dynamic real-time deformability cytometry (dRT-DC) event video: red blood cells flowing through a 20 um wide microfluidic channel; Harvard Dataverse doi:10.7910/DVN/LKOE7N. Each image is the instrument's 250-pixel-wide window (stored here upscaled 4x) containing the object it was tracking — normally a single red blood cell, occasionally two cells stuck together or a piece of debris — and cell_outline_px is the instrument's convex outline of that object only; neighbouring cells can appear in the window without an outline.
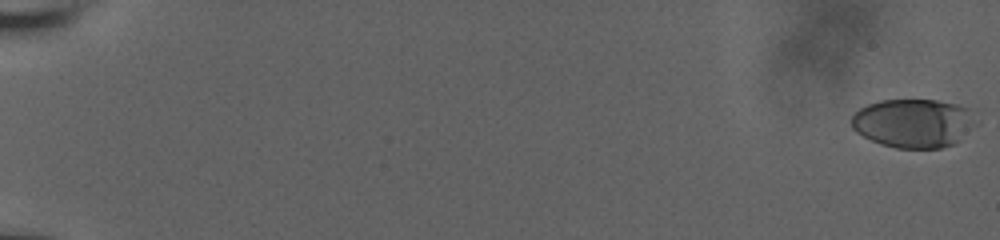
{"species": "human", "species_latin": "Homo sapiens", "temperature_condition": "room temperature", "stored_images_in_passage": 58, "camera_frame_rate_fps": 3000, "um_per_image_px": 0.085, "donor": {"sex": "male"}, "frame": {"image": 1, "passage_image": 1, "time_ms": 0.0, "image_size_px": [1000, 240], "cell_outline_px": [[968, 108], [956, 140], [952, 144], [940, 148], [896, 148], [880, 144], [856, 132], [852, 128], [852, 116], [860, 108], [868, 104], [880, 100], [936, 100], [956, 104]], "centroid_in_image_um": [77.37, 10.46], "position_along_channel_um": 7.6, "area_um2": 33.29}}
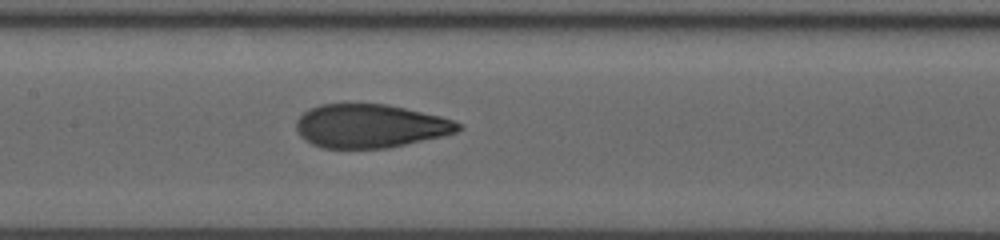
{"frame": {"image": 2, "passage_image": 32, "time_ms": 10.333, "image_size_px": [1000, 240], "cell_outline_px": [[464, 128], [456, 132], [440, 136], [388, 148], [324, 148], [312, 144], [304, 140], [300, 136], [296, 128], [296, 120], [308, 108], [320, 104], [388, 104], [440, 116], [456, 120]], "centroid_in_image_um": [31.45, 10.7], "position_along_channel_um": 176.0, "area_um2": 41.15}}
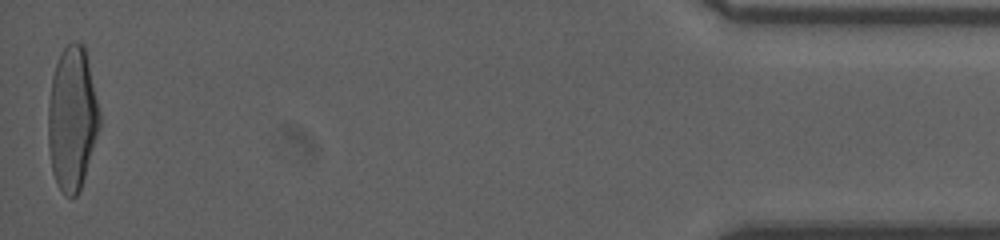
{"frame": {"image": 3, "passage_image": 58, "time_ms": 19.0, "image_size_px": [1000, 240], "cell_outline_px": [[100, 128], [80, 188], [76, 196], [64, 196], [56, 184], [52, 172], [48, 144], [48, 104], [52, 76], [60, 52], [72, 40], [76, 40], [84, 44], [100, 112]], "centroid_in_image_um": [6.12, 10.06], "position_along_channel_um": 429.1, "area_um2": 43.18}, "authors_computed_cell_mechanics": {"area_um2": 41.1825, "velocity_mm_per_s": 3.8599, "shape_relaxation_time_tau1_ms": 5.047, "shape_relaxation_time_tau2_ms": 0.9056, "deformation_change_tau1": 0.2252, "deformation_change_tau2": 0.0712}}